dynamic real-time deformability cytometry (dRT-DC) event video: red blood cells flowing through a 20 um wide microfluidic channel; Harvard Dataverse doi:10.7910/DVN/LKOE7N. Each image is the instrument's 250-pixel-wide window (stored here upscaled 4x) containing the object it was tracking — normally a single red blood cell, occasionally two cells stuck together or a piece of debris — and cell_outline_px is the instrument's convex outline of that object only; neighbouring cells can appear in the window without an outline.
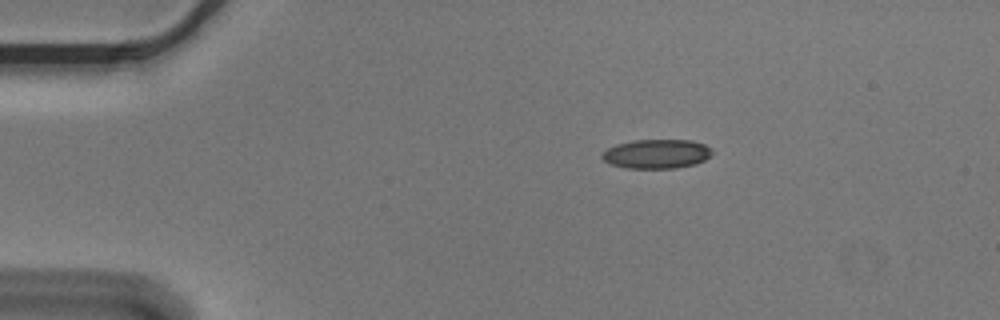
{"species": "Egyptian fruit bat (a non-hibernating species)", "species_latin": "Rousettus aegyptiacus", "temperature_condition": "cold", "stored_images_in_passage": 3, "camera_frame_rate_fps": 3000, "um_per_image_px": 0.085, "animal": {"sex": "male"}, "frame": {"image": 1, "passage_image": 1, "time_ms": 0.0, "image_size_px": [1000, 320], "cell_outline_px": [[712, 156], [696, 164], [676, 168], [624, 168], [612, 164], [604, 160], [600, 156], [608, 148], [616, 144], [632, 140], [692, 140], [704, 144], [712, 148]], "centroid_in_image_um": [55.84, 13.08], "position_along_channel_um": 29.2, "area_um2": 18.84}}
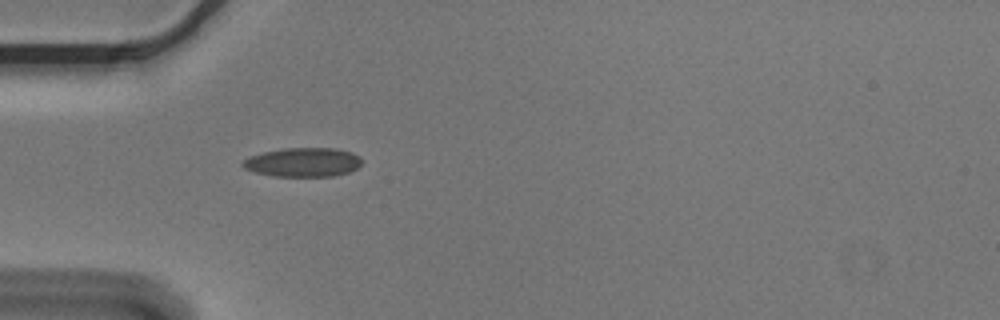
{"frame": {"image": 2, "passage_image": 3, "time_ms": 0.667, "image_size_px": [1000, 320], "cell_outline_px": [[360, 164], [356, 168], [348, 172], [332, 176], [272, 176], [256, 172], [244, 168], [240, 164], [248, 156], [264, 152], [284, 148], [336, 148], [352, 152], [360, 156]], "centroid_in_image_um": [25.74, 13.78], "position_along_channel_um": 59.3, "area_um2": 20.11}}